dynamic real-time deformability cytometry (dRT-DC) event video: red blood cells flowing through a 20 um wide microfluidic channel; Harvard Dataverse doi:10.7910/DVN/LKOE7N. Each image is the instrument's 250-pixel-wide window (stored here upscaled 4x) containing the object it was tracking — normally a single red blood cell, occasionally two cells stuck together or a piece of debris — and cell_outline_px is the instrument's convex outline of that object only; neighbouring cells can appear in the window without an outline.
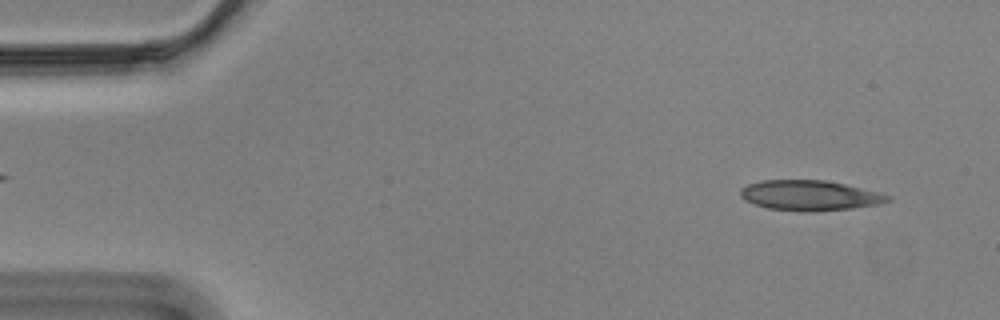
{"species": "Egyptian fruit bat (a non-hibernating species)", "species_latin": "Rousettus aegyptiacus", "temperature_condition": "cold", "stored_images_in_passage": 53, "camera_frame_rate_fps": 3000, "um_per_image_px": 0.085, "animal": {"sex": "male"}, "frame": {"image": 1, "passage_image": 1, "time_ms": 0.0, "image_size_px": [1000, 320], "cell_outline_px": [[892, 200], [880, 204], [852, 208], [812, 212], [804, 212], [768, 208], [744, 200], [740, 196], [740, 188], [748, 184], [760, 180], [824, 180], [844, 184], [876, 192], [888, 196]], "centroid_in_image_um": [68.78, 16.61], "position_along_channel_um": 16.2, "area_um2": 25.78}}
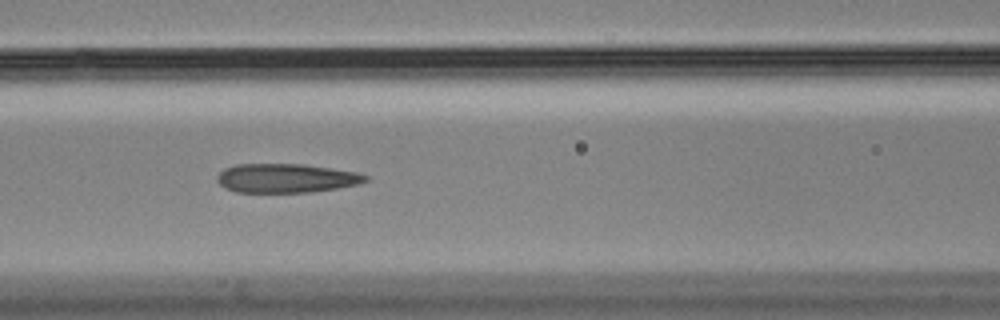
{"frame": {"image": 2, "passage_image": 20, "time_ms": 6.333, "image_size_px": [1000, 320], "cell_outline_px": [[368, 180], [356, 184], [336, 188], [308, 192], [236, 192], [224, 188], [216, 180], [216, 176], [224, 168], [236, 164], [304, 164], [356, 172], [368, 176]], "centroid_in_image_um": [24.26, 15.14], "position_along_channel_um": 142.3, "area_um2": 24.97}}
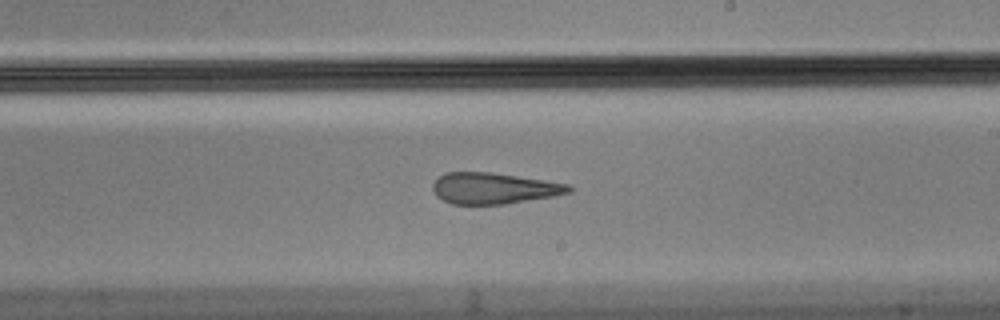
{"frame": {"image": 3, "passage_image": 29, "time_ms": 9.333, "image_size_px": [1000, 320], "cell_outline_px": [[572, 192], [552, 196], [504, 204], [452, 204], [436, 196], [432, 188], [432, 184], [444, 172], [488, 172], [544, 180], [568, 184], [572, 188]], "centroid_in_image_um": [41.94, 16.0], "position_along_channel_um": 247.1, "area_um2": 24.45}, "authors_computed_cell_mechanics": {"area_um2": 26.4724, "velocity_mm_per_s": 3.496, "shape_relaxation_time_tau1_ms": null, "shape_relaxation_time_tau2_ms": 3.8553, "deformation_change_tau1": null, "deformation_change_tau2": 0.1313}}